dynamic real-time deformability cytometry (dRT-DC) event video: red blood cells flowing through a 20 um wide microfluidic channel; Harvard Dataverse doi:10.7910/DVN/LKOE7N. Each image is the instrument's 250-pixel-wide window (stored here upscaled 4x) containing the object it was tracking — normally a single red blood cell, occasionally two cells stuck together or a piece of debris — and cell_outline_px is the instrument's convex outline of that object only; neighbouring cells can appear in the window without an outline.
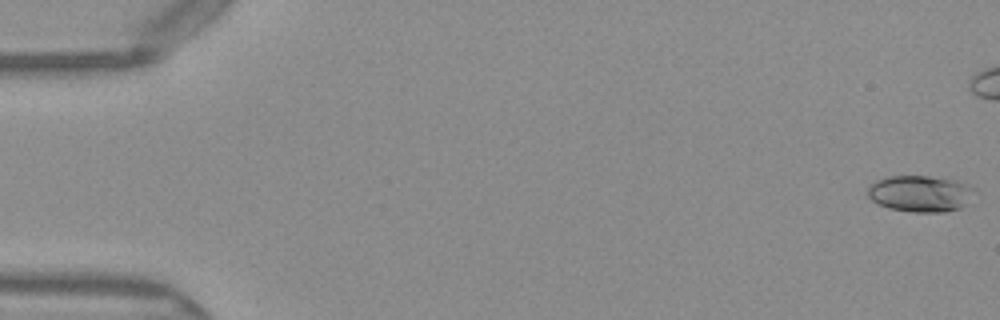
{"species": "Egyptian fruit bat (a non-hibernating species)", "species_latin": "Rousettus aegyptiacus", "temperature_condition": "warm", "stored_images_in_passage": 3, "camera_frame_rate_fps": 3000, "um_per_image_px": 0.085, "frame": {"image": 1, "passage_image": 1, "time_ms": 0.0, "image_size_px": [1000, 320], "cell_outline_px": [[972, 188], [960, 208], [944, 212], [912, 212], [888, 208], [872, 200], [868, 196], [868, 188], [876, 180], [888, 176], [928, 176], [948, 180]], "centroid_in_image_um": [78.07, 16.47], "position_along_channel_um": 6.9, "area_um2": 21.62}}